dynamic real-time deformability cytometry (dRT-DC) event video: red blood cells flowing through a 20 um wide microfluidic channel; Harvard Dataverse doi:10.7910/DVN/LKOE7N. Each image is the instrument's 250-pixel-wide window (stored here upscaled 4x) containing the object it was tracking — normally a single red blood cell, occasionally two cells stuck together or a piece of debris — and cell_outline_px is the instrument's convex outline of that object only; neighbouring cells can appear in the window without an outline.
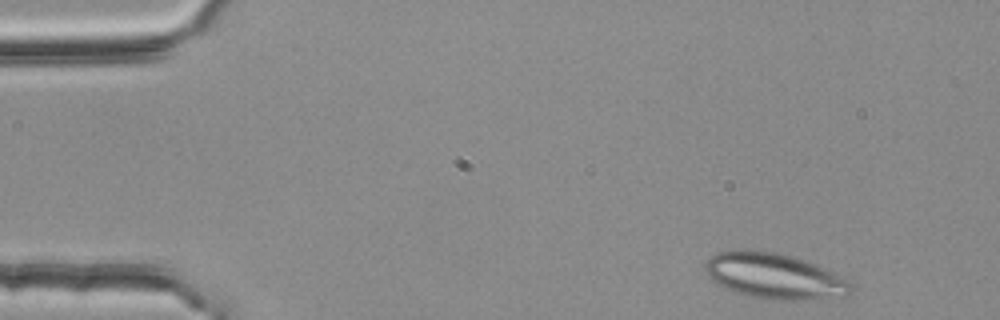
{"species": "common noctule bat (a hibernating species)", "species_latin": "Nyctalus noctula", "temperature_condition": "room temperature", "stored_images_in_passage": 46, "camera_frame_rate_fps": 3000, "um_per_image_px": 0.085, "animal": {"sex": "female", "body_mass_g": 25.1}, "frame": {"image": 1, "passage_image": 1, "time_ms": 0.0, "image_size_px": [1000, 320], "cell_outline_px": [[852, 288], [848, 296], [804, 300], [760, 300], [732, 292], [716, 284], [708, 276], [704, 268], [704, 264], [712, 256], [720, 252], [736, 248], [748, 248], [776, 252], [792, 256], [816, 264], [848, 280], [852, 284]], "centroid_in_image_um": [65.77, 23.47], "position_along_channel_um": 19.2, "area_um2": 39.59}}
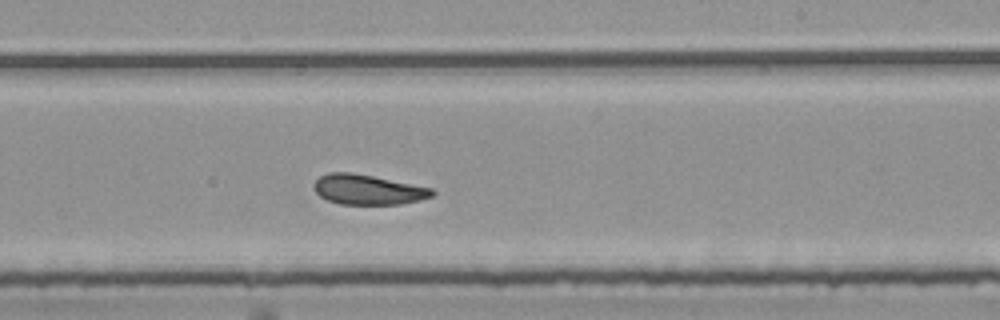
{"frame": {"image": 2, "passage_image": 28, "time_ms": 9.0, "image_size_px": [1000, 320], "cell_outline_px": [[436, 192], [432, 196], [420, 200], [400, 204], [340, 204], [328, 200], [320, 196], [312, 188], [312, 184], [320, 176], [328, 172], [352, 172], [432, 188]], "centroid_in_image_um": [31.24, 16.11], "position_along_channel_um": 257.8, "area_um2": 20.63}}
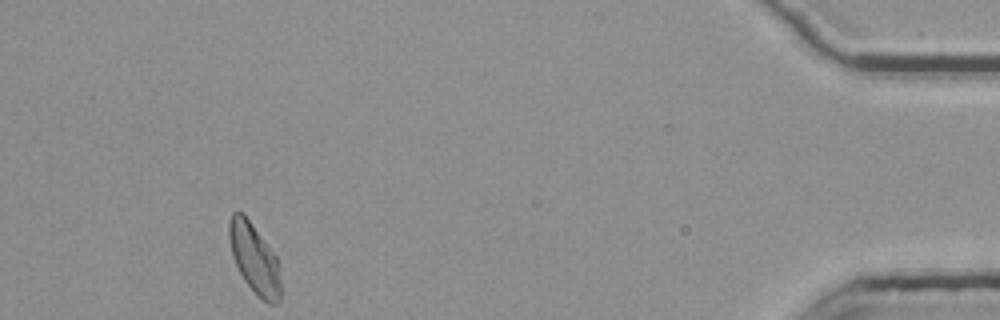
{"frame": {"image": 3, "passage_image": 46, "time_ms": 15.0, "image_size_px": [1000, 320], "cell_outline_px": [[280, 300], [276, 304], [268, 304], [244, 280], [232, 256], [228, 236], [228, 224], [232, 212], [244, 212], [276, 256], [280, 280]], "centroid_in_image_um": [21.6, 21.93], "position_along_channel_um": 413.6, "area_um2": 20.75}, "authors_computed_cell_mechanics": {"area_um2": 21.6172, "velocity_mm_per_s": 3.7424, "shape_relaxation_time_tau1_ms": 11.2953, "shape_relaxation_time_tau2_ms": 2.2924, "deformation_change_tau1": 0.18, "deformation_change_tau2": 0.0882}}